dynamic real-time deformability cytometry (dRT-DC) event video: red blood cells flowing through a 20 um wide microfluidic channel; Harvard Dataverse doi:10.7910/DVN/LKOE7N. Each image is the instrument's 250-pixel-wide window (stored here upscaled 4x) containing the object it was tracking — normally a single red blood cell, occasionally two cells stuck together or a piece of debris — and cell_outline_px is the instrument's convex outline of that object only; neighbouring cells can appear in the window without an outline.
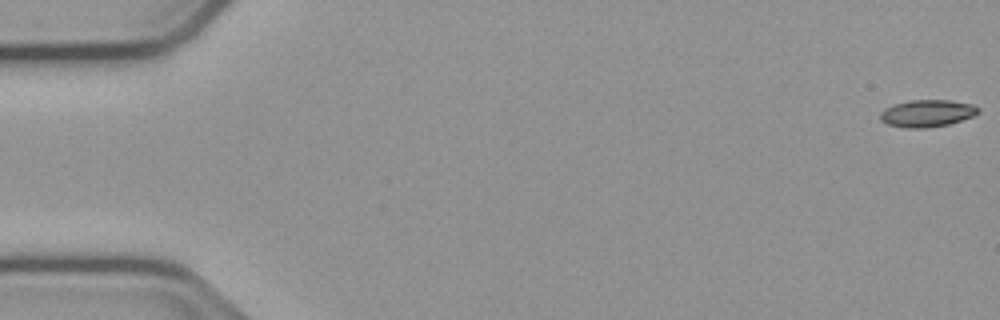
{"species": "common noctule bat (a hibernating species)", "species_latin": "Nyctalus noctula", "temperature_condition": "cold", "stored_images_in_passage": 55, "camera_frame_rate_fps": 3000, "um_per_image_px": 0.085, "animal": {"sex": "male", "body_mass_g": 23.1, "forearm_length_mm": 52.7}, "frame": {"image": 1, "passage_image": 1, "time_ms": 0.0, "image_size_px": [1000, 320], "cell_outline_px": [[980, 112], [972, 116], [948, 124], [924, 128], [908, 128], [888, 124], [880, 120], [880, 112], [884, 108], [896, 104], [912, 100], [948, 100], [972, 104], [980, 108]], "centroid_in_image_um": [78.8, 9.63], "position_along_channel_um": 6.2, "area_um2": 15.32}}
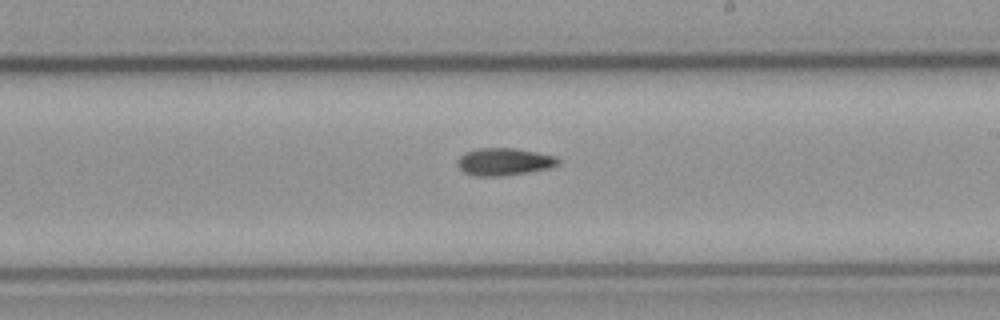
{"frame": {"image": 2, "passage_image": 32, "time_ms": 10.333, "image_size_px": [1000, 320], "cell_outline_px": [[560, 160], [556, 164], [548, 168], [528, 172], [500, 176], [472, 176], [464, 172], [456, 164], [456, 160], [464, 152], [480, 148], [516, 148], [556, 156]], "centroid_in_image_um": [42.79, 13.74], "position_along_channel_um": 246.2, "area_um2": 16.07}}
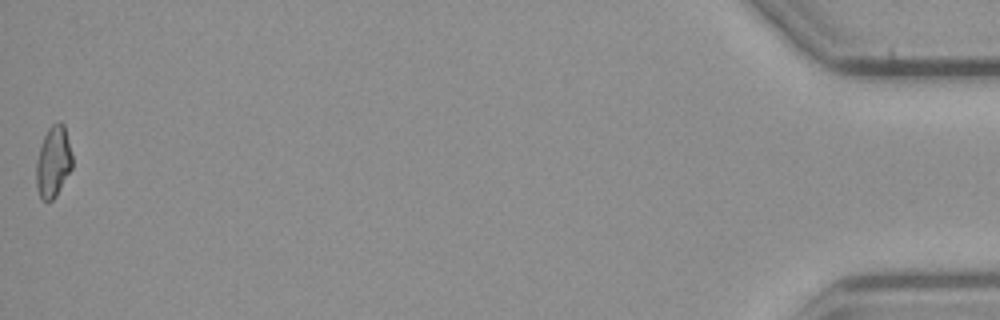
{"frame": {"image": 3, "passage_image": 55, "time_ms": 18.0, "image_size_px": [1000, 320], "cell_outline_px": [[72, 168], [56, 196], [52, 200], [40, 200], [36, 188], [36, 164], [40, 148], [44, 136], [48, 128], [52, 124], [60, 120], [64, 124], [72, 156]], "centroid_in_image_um": [4.52, 13.76], "position_along_channel_um": 430.7, "area_um2": 14.97}}